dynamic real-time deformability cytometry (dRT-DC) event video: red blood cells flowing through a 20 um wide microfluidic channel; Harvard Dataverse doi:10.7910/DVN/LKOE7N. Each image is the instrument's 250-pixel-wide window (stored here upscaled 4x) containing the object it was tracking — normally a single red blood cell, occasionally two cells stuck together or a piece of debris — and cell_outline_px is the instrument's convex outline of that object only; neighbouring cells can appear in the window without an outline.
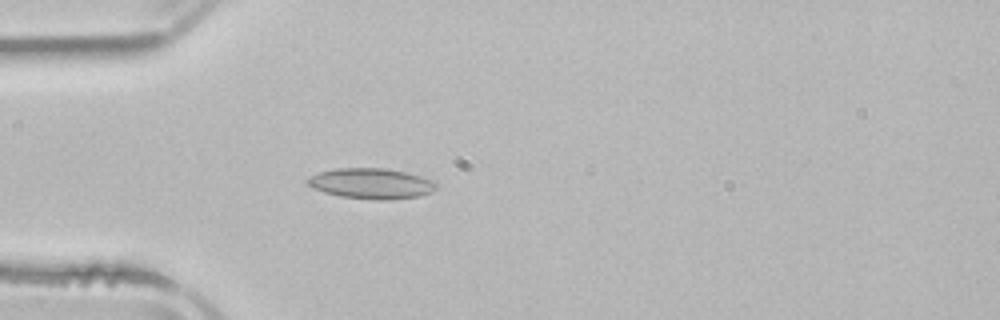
{"species": "common noctule bat (a hibernating species)", "species_latin": "Nyctalus noctula", "temperature_condition": "room temperature", "stored_images_in_passage": 1, "camera_frame_rate_fps": 3000, "um_per_image_px": 0.085, "animal": {"sex": "male", "body_mass_g": 21.5, "forearm_length_mm": 52.0}, "frame": {"image": 1, "passage_image": 1, "time_ms": 0.0, "image_size_px": [1000, 320], "cell_outline_px": [[436, 188], [432, 192], [420, 196], [388, 200], [376, 200], [340, 196], [324, 192], [312, 188], [304, 180], [308, 176], [320, 172], [336, 168], [384, 168], [404, 172], [436, 180]], "centroid_in_image_um": [31.55, 15.6], "position_along_channel_um": 53.5, "area_um2": 23.06}}